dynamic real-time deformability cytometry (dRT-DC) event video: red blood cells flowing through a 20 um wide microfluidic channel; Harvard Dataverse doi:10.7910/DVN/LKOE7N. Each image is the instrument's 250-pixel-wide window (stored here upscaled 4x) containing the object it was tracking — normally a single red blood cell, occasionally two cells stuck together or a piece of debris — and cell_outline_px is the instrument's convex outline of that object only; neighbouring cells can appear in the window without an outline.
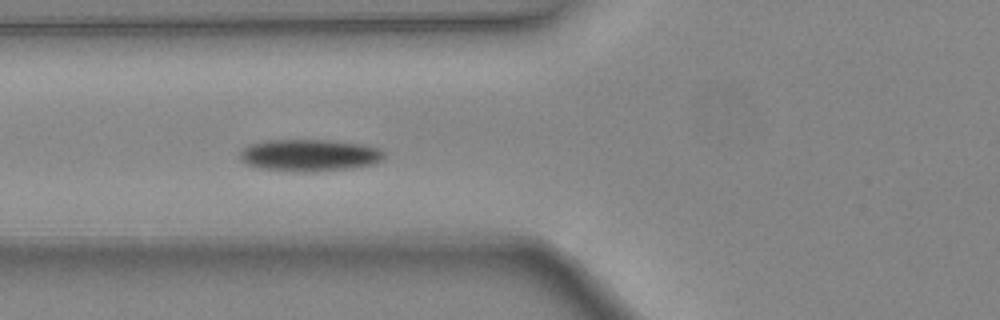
{"species": "common noctule bat (a hibernating species)", "species_latin": "Nyctalus noctula", "temperature_condition": "warm", "stored_images_in_passage": 42, "camera_frame_rate_fps": 3000, "um_per_image_px": 0.085, "animal": {"sex": "female", "body_mass_g": 24.6, "forearm_length_mm": 56.2}, "frame": {"image": 1, "passage_image": 15, "time_ms": 4.667, "image_size_px": [1000, 320], "cell_outline_px": [[384, 160], [376, 164], [352, 168], [316, 172], [296, 172], [260, 168], [248, 164], [240, 160], [240, 152], [248, 144], [264, 140], [328, 140], [364, 144], [380, 148], [384, 152]], "centroid_in_image_um": [26.34, 13.2], "position_along_channel_um": 99.5, "area_um2": 27.34}}
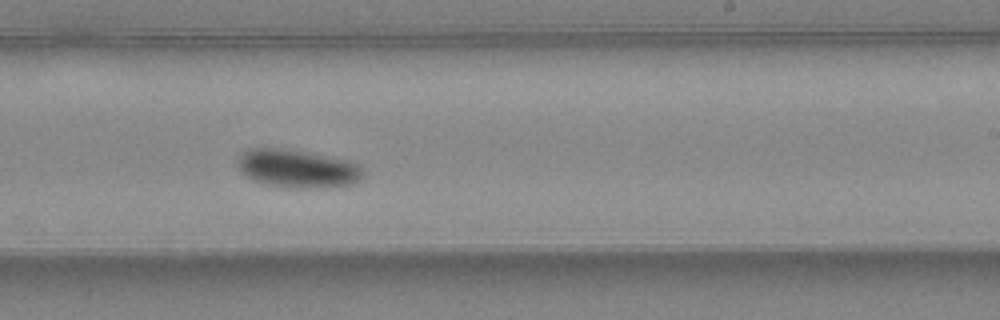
{"frame": {"image": 2, "passage_image": 26, "time_ms": 8.333, "image_size_px": [1000, 320], "cell_outline_px": [[364, 172], [360, 180], [352, 184], [324, 188], [288, 188], [264, 184], [252, 180], [240, 172], [236, 160], [248, 148], [284, 148], [308, 152], [348, 160], [356, 164]], "centroid_in_image_um": [25.25, 14.34], "position_along_channel_um": 263.8, "area_um2": 28.21}}
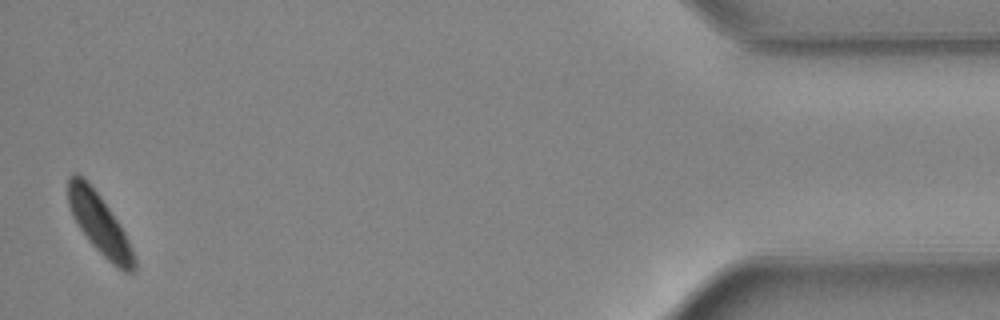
{"frame": {"image": 3, "passage_image": 42, "time_ms": 13.667, "image_size_px": [1000, 320], "cell_outline_px": [[136, 268], [132, 272], [124, 272], [116, 268], [88, 240], [80, 228], [68, 204], [68, 176], [72, 172], [76, 172], [84, 176], [88, 180], [100, 196], [120, 224], [132, 248], [136, 260]], "centroid_in_image_um": [8.46, 19.0], "position_along_channel_um": 426.7, "area_um2": 23.12}, "authors_computed_cell_mechanics": {"area_um2": 26.1545, "velocity_mm_per_s": 4.4785, "shape_relaxation_time_tau1_ms": 1.9662, "shape_relaxation_time_tau2_ms": null, "deformation_change_tau1": 0.1251, "deformation_change_tau2": null}}